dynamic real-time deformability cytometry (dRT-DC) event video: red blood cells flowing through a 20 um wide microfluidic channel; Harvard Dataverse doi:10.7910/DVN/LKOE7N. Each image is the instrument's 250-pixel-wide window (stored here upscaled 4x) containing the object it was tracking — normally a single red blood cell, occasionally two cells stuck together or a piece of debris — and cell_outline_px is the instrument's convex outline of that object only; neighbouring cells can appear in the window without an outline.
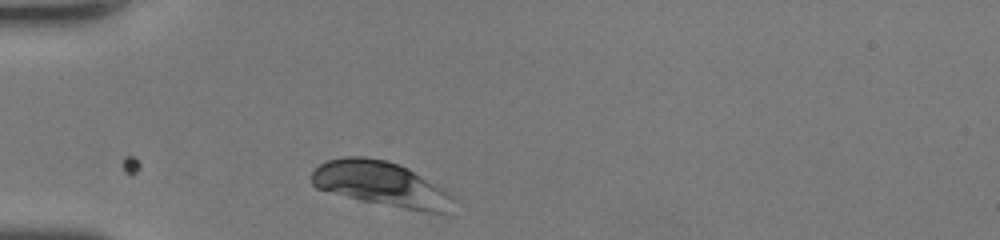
{"species": "human", "species_latin": "Homo sapiens", "temperature_condition": "room temperature", "stored_images_in_passage": 4, "camera_frame_rate_fps": 3000, "um_per_image_px": 0.085, "donor": {"sex": "female"}, "frame": {"image": 1, "passage_image": 1, "time_ms": 0.0, "image_size_px": [1000, 240], "cell_outline_px": [[452, 196], [448, 212], [428, 212], [360, 200], [316, 188], [312, 184], [312, 172], [320, 164], [328, 160], [344, 156], [364, 156], [388, 160], [408, 168], [444, 188]], "centroid_in_image_um": [32.36, 15.61], "position_along_channel_um": 52.6, "area_um2": 36.41}}